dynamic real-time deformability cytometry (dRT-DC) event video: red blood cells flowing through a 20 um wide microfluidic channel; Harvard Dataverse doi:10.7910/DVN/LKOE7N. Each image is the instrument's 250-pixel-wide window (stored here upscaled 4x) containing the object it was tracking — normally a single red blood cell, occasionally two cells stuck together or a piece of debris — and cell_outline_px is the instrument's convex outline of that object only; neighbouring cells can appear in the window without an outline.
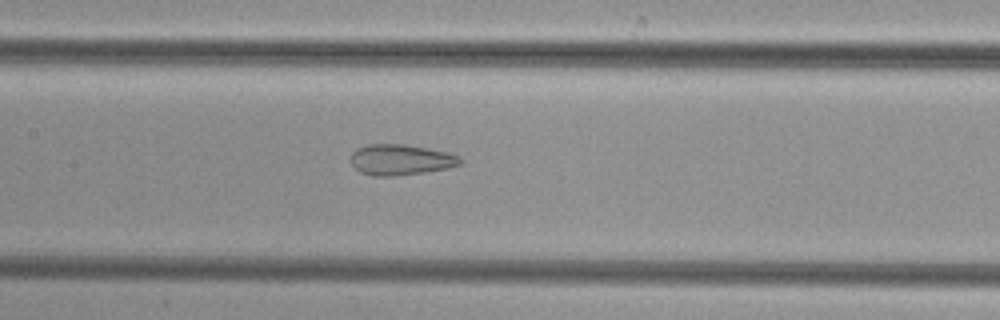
{"species": "common noctule bat (a hibernating species)", "species_latin": "Nyctalus noctula", "temperature_condition": "cold", "stored_images_in_passage": 49, "camera_frame_rate_fps": 3000, "um_per_image_px": 0.085, "animal": {"sex": "female", "body_mass_g": 29.2, "forearm_length_mm": 56.3}, "frame": {"image": 1, "passage_image": 23, "time_ms": 7.333, "image_size_px": [1000, 320], "cell_outline_px": [[464, 160], [460, 164], [448, 168], [424, 172], [396, 176], [372, 176], [360, 172], [352, 164], [352, 152], [356, 148], [368, 144], [404, 144], [448, 152], [460, 156]], "centroid_in_image_um": [34.07, 13.58], "position_along_channel_um": 173.3, "area_um2": 19.65}}
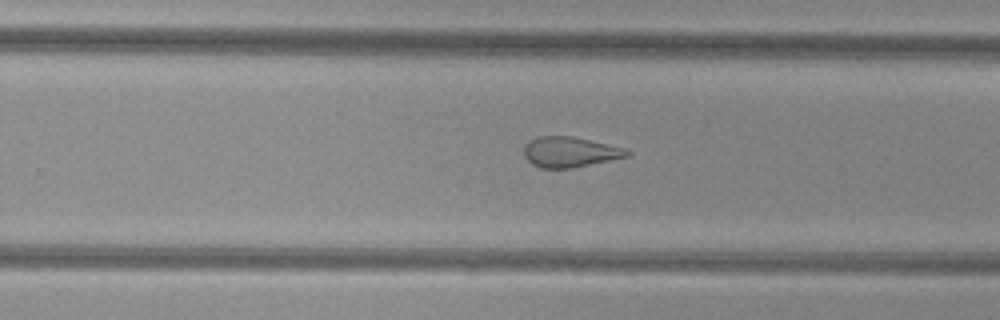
{"frame": {"image": 2, "passage_image": 31, "time_ms": 10.0, "image_size_px": [1000, 320], "cell_outline_px": [[632, 152], [628, 156], [572, 168], [540, 168], [532, 164], [524, 156], [524, 144], [540, 136], [572, 136], [628, 148]], "centroid_in_image_um": [48.46, 12.92], "position_along_channel_um": 281.3, "area_um2": 18.26}}
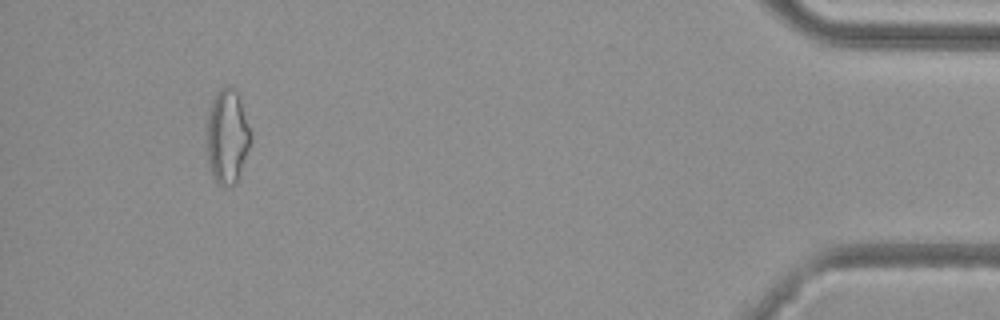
{"frame": {"image": 3, "passage_image": 46, "time_ms": 15.0, "image_size_px": [1000, 320], "cell_outline_px": [[252, 140], [236, 184], [220, 184], [212, 176], [208, 160], [208, 112], [212, 100], [220, 88], [224, 84], [228, 84], [236, 88], [252, 136]], "centroid_in_image_um": [19.33, 11.55], "position_along_channel_um": 415.9, "area_um2": 23.93}}